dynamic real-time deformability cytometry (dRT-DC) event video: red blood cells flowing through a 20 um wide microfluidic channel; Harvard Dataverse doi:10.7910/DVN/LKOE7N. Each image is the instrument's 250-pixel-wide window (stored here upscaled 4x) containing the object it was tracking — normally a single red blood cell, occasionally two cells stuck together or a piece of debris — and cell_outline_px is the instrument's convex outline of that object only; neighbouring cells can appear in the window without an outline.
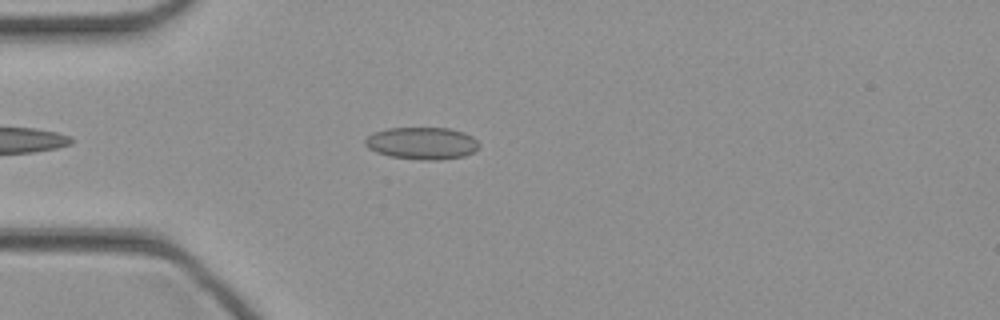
{"species": "common noctule bat (a hibernating species)", "species_latin": "Nyctalus noctula", "temperature_condition": "cold", "stored_images_in_passage": 32, "camera_frame_rate_fps": 3000, "um_per_image_px": 0.085, "animal": {"sex": "female", "body_mass_g": 21.9}, "frame": {"image": 1, "passage_image": 1, "time_ms": 0.0, "image_size_px": [1000, 320], "cell_outline_px": [[480, 144], [472, 152], [464, 156], [436, 160], [420, 160], [392, 156], [376, 152], [368, 148], [364, 144], [364, 140], [372, 132], [388, 128], [448, 128], [464, 132], [472, 136]], "centroid_in_image_um": [35.84, 12.17], "position_along_channel_um": 49.2, "area_um2": 21.33}}
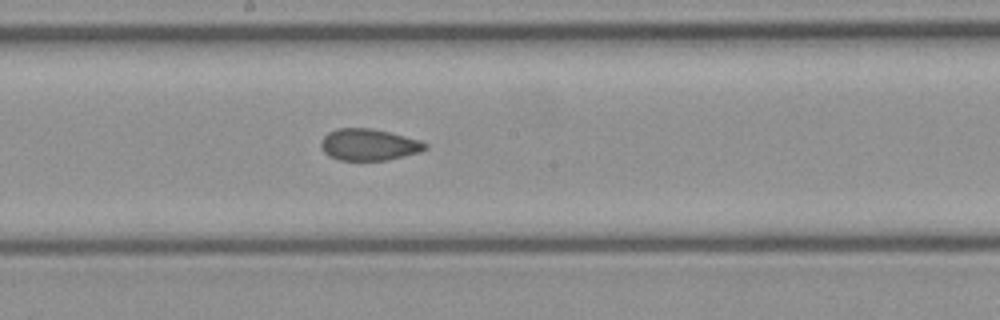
{"frame": {"image": 2, "passage_image": 13, "time_ms": 4.0, "image_size_px": [1000, 320], "cell_outline_px": [[428, 148], [420, 152], [388, 160], [340, 160], [328, 156], [320, 148], [320, 140], [328, 132], [336, 128], [372, 128], [420, 140], [428, 144]], "centroid_in_image_um": [31.33, 12.3], "position_along_channel_um": 216.9, "area_um2": 19.36}}
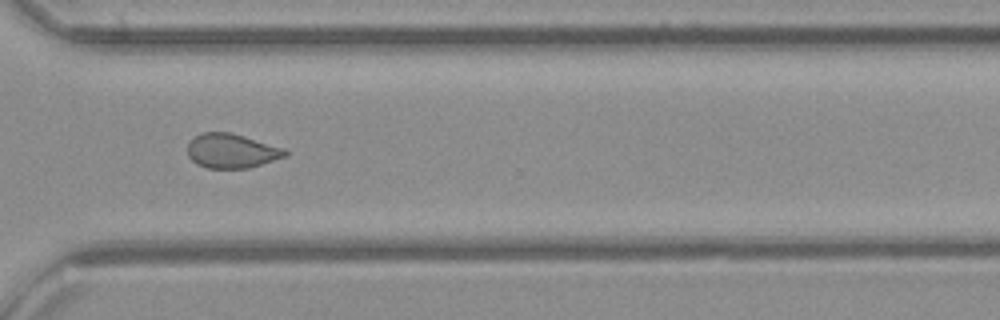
{"frame": {"image": 3, "passage_image": 22, "time_ms": 7.0, "image_size_px": [1000, 320], "cell_outline_px": [[288, 156], [248, 168], [208, 168], [196, 164], [188, 156], [188, 144], [196, 136], [204, 132], [232, 132], [288, 148]], "centroid_in_image_um": [19.76, 12.82], "position_along_channel_um": 350.8, "area_um2": 19.83}}